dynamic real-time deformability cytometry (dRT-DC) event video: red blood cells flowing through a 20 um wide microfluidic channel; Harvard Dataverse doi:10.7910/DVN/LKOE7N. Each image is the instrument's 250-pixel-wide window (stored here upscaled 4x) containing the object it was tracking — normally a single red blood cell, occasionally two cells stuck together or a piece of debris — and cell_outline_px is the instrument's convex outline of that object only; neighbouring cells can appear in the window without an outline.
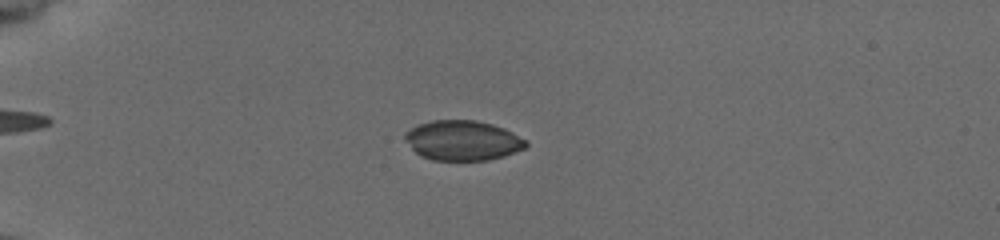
{"species": "common noctule bat (a hibernating species)", "species_latin": "Nyctalus noctula", "temperature_condition": "cold", "stored_images_in_passage": 56, "camera_frame_rate_fps": 3000, "um_per_image_px": 0.085, "animal": {"sex": "female", "body_mass_g": 19.5, "forearm_length_mm": 54.1}, "frame": {"image": 1, "passage_image": 26, "time_ms": 5.667, "image_size_px": [1000, 240], "cell_outline_px": [[528, 144], [524, 148], [504, 156], [488, 160], [432, 160], [420, 156], [404, 140], [404, 132], [408, 128], [416, 124], [432, 120], [476, 120], [492, 124], [504, 128], [528, 140]], "centroid_in_image_um": [39.3, 11.93], "position_along_channel_um": 45.7, "area_um2": 28.44}}
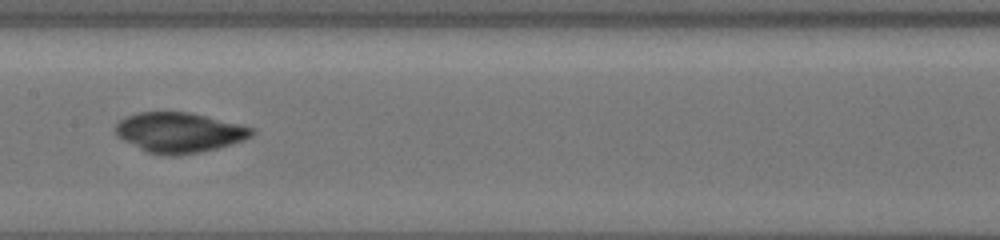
{"frame": {"image": 2, "passage_image": 41, "time_ms": 10.667, "image_size_px": [1000, 240], "cell_outline_px": [[256, 132], [252, 136], [244, 140], [232, 144], [200, 152], [180, 156], [168, 156], [148, 152], [116, 136], [116, 124], [124, 116], [136, 112], [188, 112], [240, 124], [256, 128]], "centroid_in_image_um": [15.26, 11.26], "position_along_channel_um": 192.1, "area_um2": 31.91}}
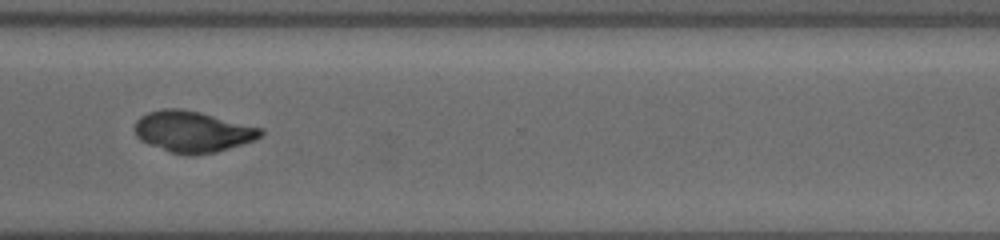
{"frame": {"image": 3, "passage_image": 55, "time_ms": 15.0, "image_size_px": [1000, 240], "cell_outline_px": [[264, 132], [256, 140], [216, 152], [192, 156], [188, 156], [168, 152], [148, 144], [140, 140], [136, 136], [136, 120], [140, 116], [148, 112], [164, 108], [180, 108], [200, 112], [264, 128]], "centroid_in_image_um": [16.39, 11.2], "position_along_channel_um": 354.2, "area_um2": 30.52}}